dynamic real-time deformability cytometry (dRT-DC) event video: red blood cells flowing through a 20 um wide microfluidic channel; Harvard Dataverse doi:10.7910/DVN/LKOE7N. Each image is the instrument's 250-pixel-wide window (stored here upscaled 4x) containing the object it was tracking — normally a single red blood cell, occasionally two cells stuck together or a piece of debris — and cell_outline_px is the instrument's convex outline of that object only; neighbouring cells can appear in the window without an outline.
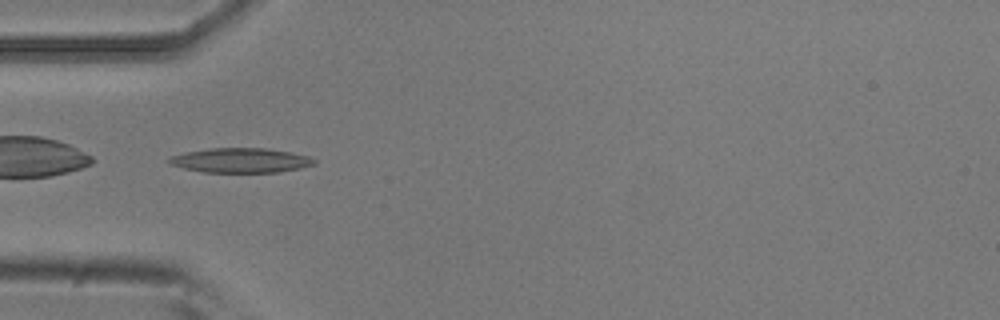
{"species": "common noctule bat (a hibernating species)", "species_latin": "Nyctalus noctula", "temperature_condition": "room temperature", "stored_images_in_passage": 7, "camera_frame_rate_fps": 3000, "um_per_image_px": 0.085, "animal": {"sex": "male", "body_mass_g": 20.5, "forearm_length_mm": 52.5}, "frame": {"image": 1, "passage_image": 5, "time_ms": 1.333, "image_size_px": [1000, 320], "cell_outline_px": [[316, 164], [300, 168], [280, 172], [204, 172], [184, 168], [168, 164], [168, 160], [172, 156], [184, 152], [212, 148], [264, 148], [288, 152], [308, 156], [316, 160]], "centroid_in_image_um": [20.45, 13.63], "position_along_channel_um": 64.5, "area_um2": 20.69}}
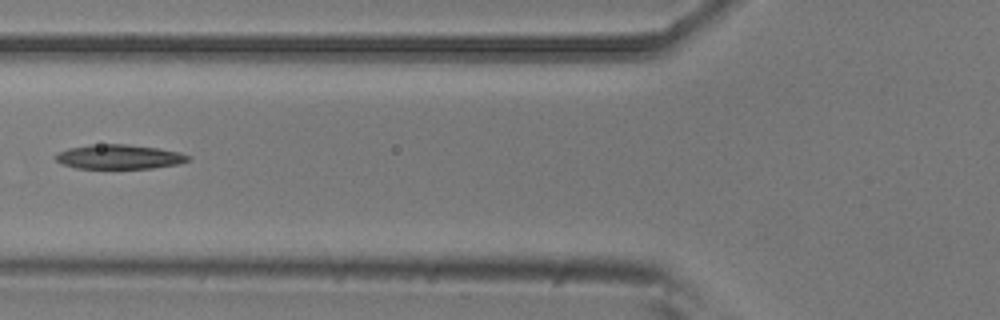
{"frame": {"image": 2, "passage_image": 6, "time_ms": 1.667, "image_size_px": [1000, 320], "cell_outline_px": [[192, 156], [188, 160], [180, 164], [152, 168], [76, 168], [60, 164], [52, 156], [56, 152], [68, 148], [92, 144], [128, 144], [160, 148], [180, 152]], "centroid_in_image_um": [10.1, 13.32], "position_along_channel_um": 115.7, "area_um2": 19.19}}
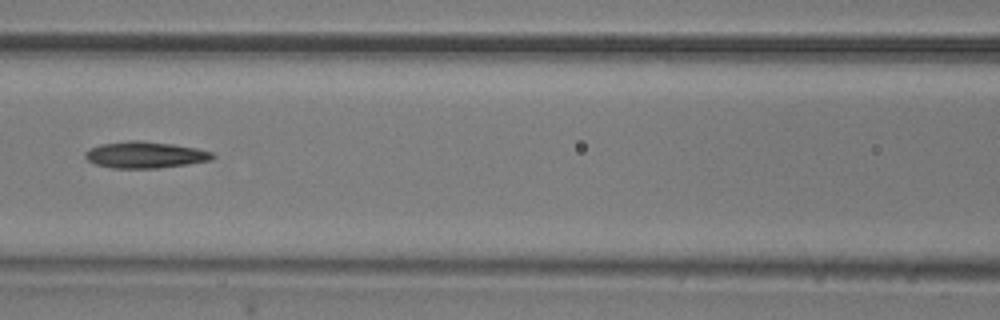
{"frame": {"image": 3, "passage_image": 7, "time_ms": 2.0, "image_size_px": [1000, 320], "cell_outline_px": [[216, 156], [212, 160], [188, 164], [160, 168], [112, 168], [96, 164], [88, 160], [84, 156], [84, 152], [88, 148], [100, 144], [128, 140], [144, 140], [172, 144], [196, 148], [212, 152]], "centroid_in_image_um": [12.32, 13.15], "position_along_channel_um": 154.3, "area_um2": 19.88}}